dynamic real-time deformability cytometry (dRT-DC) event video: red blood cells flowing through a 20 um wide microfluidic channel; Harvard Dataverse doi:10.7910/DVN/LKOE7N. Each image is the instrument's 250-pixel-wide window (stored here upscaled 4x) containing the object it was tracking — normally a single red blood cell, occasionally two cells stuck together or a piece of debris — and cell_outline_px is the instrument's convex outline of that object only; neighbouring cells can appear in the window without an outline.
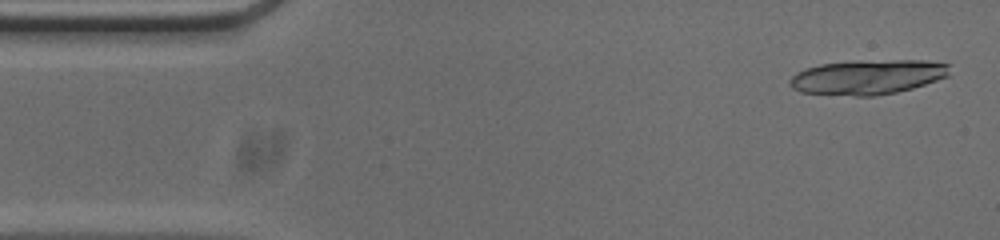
{"species": "common noctule bat (a hibernating species)", "species_latin": "Nyctalus noctula", "temperature_condition": "cold", "stored_images_in_passage": 8, "camera_frame_rate_fps": 3000, "um_per_image_px": 0.085, "animal": {"sex": "male", "body_mass_g": 20.0, "forearm_length_mm": 53.3}, "frame": {"image": 1, "passage_image": 2, "time_ms": 0.333, "image_size_px": [1000, 240], "cell_outline_px": [[948, 76], [912, 88], [896, 92], [876, 96], [856, 96], [800, 92], [792, 88], [788, 84], [788, 80], [796, 72], [804, 68], [820, 64], [860, 60], [924, 60], [948, 64]], "centroid_in_image_um": [73.69, 6.54], "position_along_channel_um": 11.3, "area_um2": 32.43}}